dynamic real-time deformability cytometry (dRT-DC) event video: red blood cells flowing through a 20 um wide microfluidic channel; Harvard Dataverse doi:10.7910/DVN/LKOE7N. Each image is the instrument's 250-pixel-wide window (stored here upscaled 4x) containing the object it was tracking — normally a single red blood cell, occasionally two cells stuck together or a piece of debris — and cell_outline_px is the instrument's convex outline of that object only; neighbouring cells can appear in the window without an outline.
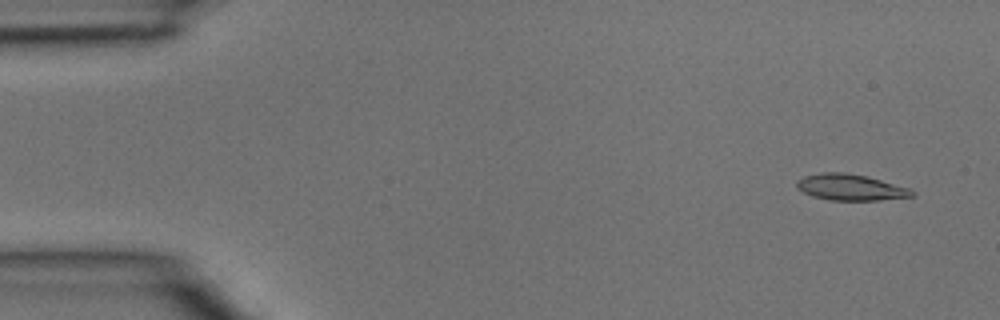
{"species": "common noctule bat (a hibernating species)", "species_latin": "Nyctalus noctula", "temperature_condition": "room temperature", "stored_images_in_passage": 3, "camera_frame_rate_fps": 3000, "um_per_image_px": 0.085, "animal": {"sex": "male", "body_mass_g": 15.6}, "frame": {"image": 1, "passage_image": 1, "time_ms": 0.0, "image_size_px": [1000, 320], "cell_outline_px": [[916, 196], [880, 200], [828, 200], [812, 196], [796, 188], [796, 180], [804, 176], [820, 172], [844, 172], [864, 176], [912, 188], [916, 192]], "centroid_in_image_um": [72.31, 15.92], "position_along_channel_um": 12.7, "area_um2": 17.74}}